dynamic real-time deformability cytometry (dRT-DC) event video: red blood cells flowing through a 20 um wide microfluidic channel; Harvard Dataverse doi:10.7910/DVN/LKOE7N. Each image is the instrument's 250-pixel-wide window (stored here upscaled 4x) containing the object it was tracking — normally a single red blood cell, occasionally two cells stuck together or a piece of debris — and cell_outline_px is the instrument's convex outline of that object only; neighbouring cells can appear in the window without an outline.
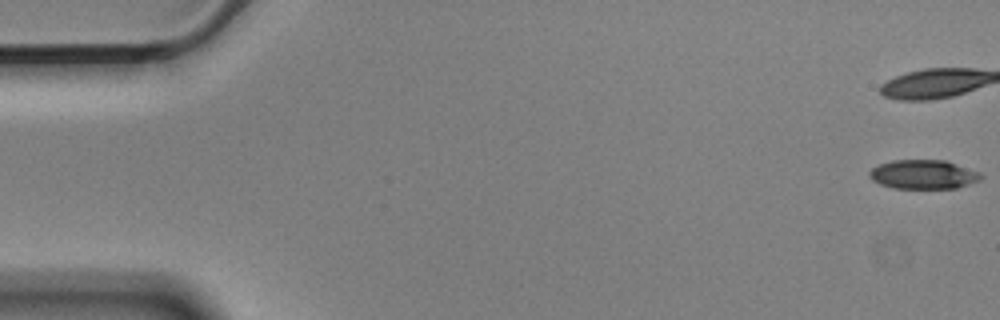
{"species": "Egyptian fruit bat (a non-hibernating species)", "species_latin": "Rousettus aegyptiacus", "temperature_condition": "cold", "stored_images_in_passage": 56, "camera_frame_rate_fps": 3000, "um_per_image_px": 0.085, "animal": {"sex": "male"}, "frame": {"image": 1, "passage_image": 1, "time_ms": 0.0, "image_size_px": [1000, 320], "cell_outline_px": [[984, 176], [980, 180], [956, 188], [892, 188], [880, 184], [872, 180], [868, 176], [868, 172], [872, 168], [880, 164], [892, 160], [944, 160], [980, 172]], "centroid_in_image_um": [78.47, 14.83], "position_along_channel_um": 6.5, "area_um2": 18.9}}